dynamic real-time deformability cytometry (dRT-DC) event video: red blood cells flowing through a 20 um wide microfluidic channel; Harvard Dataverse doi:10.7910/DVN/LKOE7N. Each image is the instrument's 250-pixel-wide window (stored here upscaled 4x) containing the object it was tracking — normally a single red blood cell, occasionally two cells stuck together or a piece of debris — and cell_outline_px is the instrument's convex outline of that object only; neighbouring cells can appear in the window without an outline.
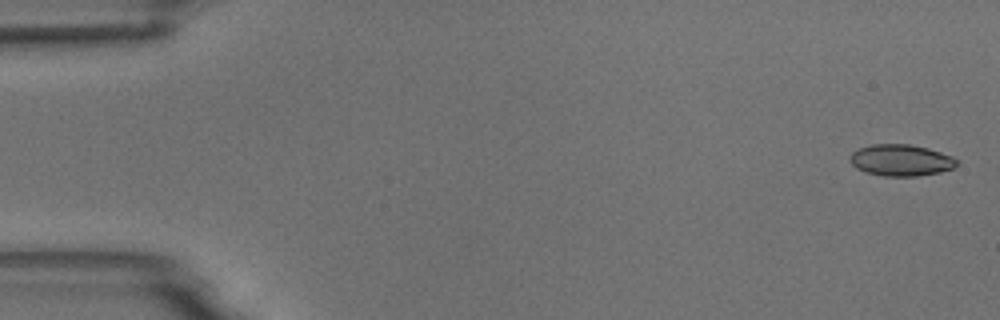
{"species": "common noctule bat (a hibernating species)", "species_latin": "Nyctalus noctula", "temperature_condition": "room temperature", "stored_images_in_passage": 6, "camera_frame_rate_fps": 3000, "um_per_image_px": 0.085, "animal": {"sex": "male", "body_mass_g": 18.8}, "frame": {"image": 1, "passage_image": 1, "time_ms": 0.0, "image_size_px": [1000, 320], "cell_outline_px": [[960, 164], [952, 168], [940, 172], [916, 176], [884, 176], [864, 172], [856, 168], [852, 164], [848, 156], [852, 152], [860, 148], [872, 144], [908, 144], [928, 148], [952, 156], [960, 160]], "centroid_in_image_um": [76.59, 13.62], "position_along_channel_um": 8.4, "area_um2": 19.77}}
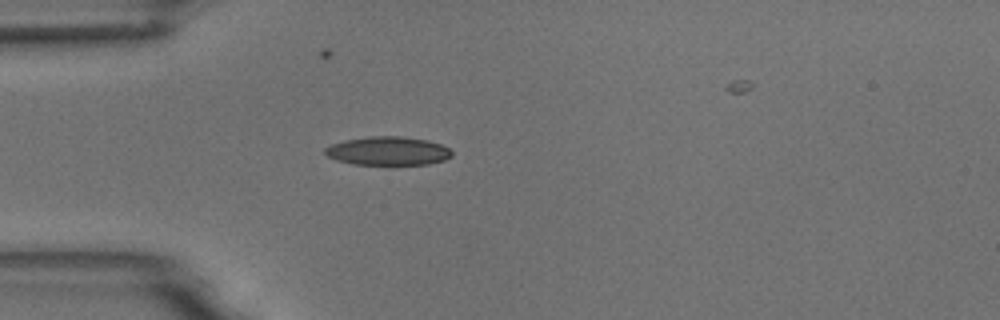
{"frame": {"image": 2, "passage_image": 5, "time_ms": 4.667, "image_size_px": [1000, 320], "cell_outline_px": [[452, 156], [444, 160], [428, 164], [352, 164], [336, 160], [328, 156], [324, 152], [324, 148], [332, 144], [344, 140], [368, 136], [400, 136], [428, 140], [440, 144], [448, 148], [452, 152]], "centroid_in_image_um": [32.96, 12.82], "position_along_channel_um": 52.0, "area_um2": 21.1}}